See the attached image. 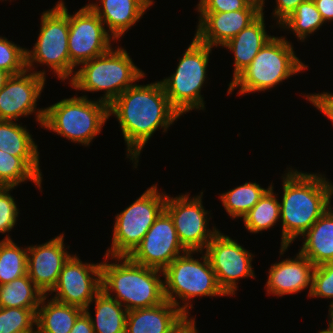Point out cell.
Segmentation results:
<instances>
[{
	"label": "cell",
	"instance_id": "5b68a950",
	"mask_svg": "<svg viewBox=\"0 0 333 333\" xmlns=\"http://www.w3.org/2000/svg\"><path fill=\"white\" fill-rule=\"evenodd\" d=\"M82 63V67L70 79L71 87L87 92L104 91L100 101L110 105L133 83L145 77L132 61L129 53L121 47Z\"/></svg>",
	"mask_w": 333,
	"mask_h": 333
},
{
	"label": "cell",
	"instance_id": "ffe728a7",
	"mask_svg": "<svg viewBox=\"0 0 333 333\" xmlns=\"http://www.w3.org/2000/svg\"><path fill=\"white\" fill-rule=\"evenodd\" d=\"M190 318L165 300L153 307L128 311L125 333H175Z\"/></svg>",
	"mask_w": 333,
	"mask_h": 333
},
{
	"label": "cell",
	"instance_id": "277c9868",
	"mask_svg": "<svg viewBox=\"0 0 333 333\" xmlns=\"http://www.w3.org/2000/svg\"><path fill=\"white\" fill-rule=\"evenodd\" d=\"M286 37L273 36L259 50L250 65L229 83L228 95L239 87V95L273 89L283 80L308 68L295 55Z\"/></svg>",
	"mask_w": 333,
	"mask_h": 333
},
{
	"label": "cell",
	"instance_id": "9a60e30c",
	"mask_svg": "<svg viewBox=\"0 0 333 333\" xmlns=\"http://www.w3.org/2000/svg\"><path fill=\"white\" fill-rule=\"evenodd\" d=\"M45 70H25L11 75L0 90V120L17 121L22 116L36 114V121L42 126L45 109H36V102L45 85ZM36 111V112H35Z\"/></svg>",
	"mask_w": 333,
	"mask_h": 333
},
{
	"label": "cell",
	"instance_id": "5bb4252c",
	"mask_svg": "<svg viewBox=\"0 0 333 333\" xmlns=\"http://www.w3.org/2000/svg\"><path fill=\"white\" fill-rule=\"evenodd\" d=\"M101 291V263H83L75 254L64 264L48 295L56 292L53 300L85 310Z\"/></svg>",
	"mask_w": 333,
	"mask_h": 333
},
{
	"label": "cell",
	"instance_id": "d590c367",
	"mask_svg": "<svg viewBox=\"0 0 333 333\" xmlns=\"http://www.w3.org/2000/svg\"><path fill=\"white\" fill-rule=\"evenodd\" d=\"M13 189L15 187L0 186V233L3 234L14 228L19 215L14 197L9 193Z\"/></svg>",
	"mask_w": 333,
	"mask_h": 333
},
{
	"label": "cell",
	"instance_id": "e575fe53",
	"mask_svg": "<svg viewBox=\"0 0 333 333\" xmlns=\"http://www.w3.org/2000/svg\"><path fill=\"white\" fill-rule=\"evenodd\" d=\"M309 297L332 298L333 301V262L315 266Z\"/></svg>",
	"mask_w": 333,
	"mask_h": 333
},
{
	"label": "cell",
	"instance_id": "d4e9b609",
	"mask_svg": "<svg viewBox=\"0 0 333 333\" xmlns=\"http://www.w3.org/2000/svg\"><path fill=\"white\" fill-rule=\"evenodd\" d=\"M47 297L42 298L36 311V333H69L84 310L52 298L47 302Z\"/></svg>",
	"mask_w": 333,
	"mask_h": 333
},
{
	"label": "cell",
	"instance_id": "7a4b0ae2",
	"mask_svg": "<svg viewBox=\"0 0 333 333\" xmlns=\"http://www.w3.org/2000/svg\"><path fill=\"white\" fill-rule=\"evenodd\" d=\"M283 178L280 203L282 238L280 255L296 238L302 237L330 207L333 183L322 174L303 173L289 168Z\"/></svg>",
	"mask_w": 333,
	"mask_h": 333
},
{
	"label": "cell",
	"instance_id": "d6986e66",
	"mask_svg": "<svg viewBox=\"0 0 333 333\" xmlns=\"http://www.w3.org/2000/svg\"><path fill=\"white\" fill-rule=\"evenodd\" d=\"M315 265L300 252L292 258H286L271 265L265 285L267 294L284 296L296 294L309 287L312 288V276Z\"/></svg>",
	"mask_w": 333,
	"mask_h": 333
},
{
	"label": "cell",
	"instance_id": "f35d334b",
	"mask_svg": "<svg viewBox=\"0 0 333 333\" xmlns=\"http://www.w3.org/2000/svg\"><path fill=\"white\" fill-rule=\"evenodd\" d=\"M307 0H276V6L273 11V18L276 17V25H280L285 19H287L297 7Z\"/></svg>",
	"mask_w": 333,
	"mask_h": 333
},
{
	"label": "cell",
	"instance_id": "83f0119b",
	"mask_svg": "<svg viewBox=\"0 0 333 333\" xmlns=\"http://www.w3.org/2000/svg\"><path fill=\"white\" fill-rule=\"evenodd\" d=\"M271 187L272 183L265 189L256 182H245L222 193L220 199L229 216L243 218Z\"/></svg>",
	"mask_w": 333,
	"mask_h": 333
},
{
	"label": "cell",
	"instance_id": "d6a6232c",
	"mask_svg": "<svg viewBox=\"0 0 333 333\" xmlns=\"http://www.w3.org/2000/svg\"><path fill=\"white\" fill-rule=\"evenodd\" d=\"M37 310L0 307V333H36Z\"/></svg>",
	"mask_w": 333,
	"mask_h": 333
},
{
	"label": "cell",
	"instance_id": "f1b7e54d",
	"mask_svg": "<svg viewBox=\"0 0 333 333\" xmlns=\"http://www.w3.org/2000/svg\"><path fill=\"white\" fill-rule=\"evenodd\" d=\"M272 187L261 197L253 208L242 218L250 233L270 229L280 219V202Z\"/></svg>",
	"mask_w": 333,
	"mask_h": 333
},
{
	"label": "cell",
	"instance_id": "8fae6325",
	"mask_svg": "<svg viewBox=\"0 0 333 333\" xmlns=\"http://www.w3.org/2000/svg\"><path fill=\"white\" fill-rule=\"evenodd\" d=\"M112 39L115 40L98 15L87 5L75 14H69L70 78L76 72L75 67L109 51Z\"/></svg>",
	"mask_w": 333,
	"mask_h": 333
},
{
	"label": "cell",
	"instance_id": "ee69618b",
	"mask_svg": "<svg viewBox=\"0 0 333 333\" xmlns=\"http://www.w3.org/2000/svg\"><path fill=\"white\" fill-rule=\"evenodd\" d=\"M247 3L255 7L260 13H263L265 0H246Z\"/></svg>",
	"mask_w": 333,
	"mask_h": 333
},
{
	"label": "cell",
	"instance_id": "4fadbf2b",
	"mask_svg": "<svg viewBox=\"0 0 333 333\" xmlns=\"http://www.w3.org/2000/svg\"><path fill=\"white\" fill-rule=\"evenodd\" d=\"M236 241L219 231L205 249L217 283L227 296L235 295L240 278H255L251 266L254 255Z\"/></svg>",
	"mask_w": 333,
	"mask_h": 333
},
{
	"label": "cell",
	"instance_id": "836d02e7",
	"mask_svg": "<svg viewBox=\"0 0 333 333\" xmlns=\"http://www.w3.org/2000/svg\"><path fill=\"white\" fill-rule=\"evenodd\" d=\"M0 70L11 75L23 73L26 70V48L0 36Z\"/></svg>",
	"mask_w": 333,
	"mask_h": 333
},
{
	"label": "cell",
	"instance_id": "1f68e13d",
	"mask_svg": "<svg viewBox=\"0 0 333 333\" xmlns=\"http://www.w3.org/2000/svg\"><path fill=\"white\" fill-rule=\"evenodd\" d=\"M27 180L41 190L42 178L21 157L0 150V186L17 187Z\"/></svg>",
	"mask_w": 333,
	"mask_h": 333
},
{
	"label": "cell",
	"instance_id": "7402d4cb",
	"mask_svg": "<svg viewBox=\"0 0 333 333\" xmlns=\"http://www.w3.org/2000/svg\"><path fill=\"white\" fill-rule=\"evenodd\" d=\"M264 13L222 46L234 53L233 80L250 65L259 50L273 37L265 30Z\"/></svg>",
	"mask_w": 333,
	"mask_h": 333
},
{
	"label": "cell",
	"instance_id": "e0dca14e",
	"mask_svg": "<svg viewBox=\"0 0 333 333\" xmlns=\"http://www.w3.org/2000/svg\"><path fill=\"white\" fill-rule=\"evenodd\" d=\"M63 242L62 233L42 245L27 247V275L44 295L56 286L64 264L72 256Z\"/></svg>",
	"mask_w": 333,
	"mask_h": 333
},
{
	"label": "cell",
	"instance_id": "f6af8a7d",
	"mask_svg": "<svg viewBox=\"0 0 333 333\" xmlns=\"http://www.w3.org/2000/svg\"><path fill=\"white\" fill-rule=\"evenodd\" d=\"M10 77H11L10 73L4 70H0V90L5 86L6 82Z\"/></svg>",
	"mask_w": 333,
	"mask_h": 333
},
{
	"label": "cell",
	"instance_id": "2e32d148",
	"mask_svg": "<svg viewBox=\"0 0 333 333\" xmlns=\"http://www.w3.org/2000/svg\"><path fill=\"white\" fill-rule=\"evenodd\" d=\"M186 251L178 239L172 218L164 210L128 257L142 266L163 271Z\"/></svg>",
	"mask_w": 333,
	"mask_h": 333
},
{
	"label": "cell",
	"instance_id": "9c48e42d",
	"mask_svg": "<svg viewBox=\"0 0 333 333\" xmlns=\"http://www.w3.org/2000/svg\"><path fill=\"white\" fill-rule=\"evenodd\" d=\"M40 19V33L33 50L26 49V69L33 72L34 63L46 64L58 79L70 81L69 12L63 0L44 11Z\"/></svg>",
	"mask_w": 333,
	"mask_h": 333
},
{
	"label": "cell",
	"instance_id": "7c38bea8",
	"mask_svg": "<svg viewBox=\"0 0 333 333\" xmlns=\"http://www.w3.org/2000/svg\"><path fill=\"white\" fill-rule=\"evenodd\" d=\"M202 196L203 192L192 198L189 194L166 197L165 211L173 220L180 243L189 251H204L219 232L215 227L212 231L207 227L210 217L207 218L209 213L202 204Z\"/></svg>",
	"mask_w": 333,
	"mask_h": 333
},
{
	"label": "cell",
	"instance_id": "4316f807",
	"mask_svg": "<svg viewBox=\"0 0 333 333\" xmlns=\"http://www.w3.org/2000/svg\"><path fill=\"white\" fill-rule=\"evenodd\" d=\"M44 296L27 274L0 285L2 308L38 309Z\"/></svg>",
	"mask_w": 333,
	"mask_h": 333
},
{
	"label": "cell",
	"instance_id": "60d3db41",
	"mask_svg": "<svg viewBox=\"0 0 333 333\" xmlns=\"http://www.w3.org/2000/svg\"><path fill=\"white\" fill-rule=\"evenodd\" d=\"M69 333H94L90 318L85 312L77 318Z\"/></svg>",
	"mask_w": 333,
	"mask_h": 333
},
{
	"label": "cell",
	"instance_id": "8d00e7d4",
	"mask_svg": "<svg viewBox=\"0 0 333 333\" xmlns=\"http://www.w3.org/2000/svg\"><path fill=\"white\" fill-rule=\"evenodd\" d=\"M248 5L246 0H200L196 10L199 13H226L244 10Z\"/></svg>",
	"mask_w": 333,
	"mask_h": 333
},
{
	"label": "cell",
	"instance_id": "f546056e",
	"mask_svg": "<svg viewBox=\"0 0 333 333\" xmlns=\"http://www.w3.org/2000/svg\"><path fill=\"white\" fill-rule=\"evenodd\" d=\"M27 274V247L13 242L9 235L0 241V285Z\"/></svg>",
	"mask_w": 333,
	"mask_h": 333
},
{
	"label": "cell",
	"instance_id": "3957f363",
	"mask_svg": "<svg viewBox=\"0 0 333 333\" xmlns=\"http://www.w3.org/2000/svg\"><path fill=\"white\" fill-rule=\"evenodd\" d=\"M104 257L106 261L111 258L119 262H101V287L107 296L128 311L153 307L165 301L164 283L160 278L163 271L142 266L128 256Z\"/></svg>",
	"mask_w": 333,
	"mask_h": 333
},
{
	"label": "cell",
	"instance_id": "6da1fadb",
	"mask_svg": "<svg viewBox=\"0 0 333 333\" xmlns=\"http://www.w3.org/2000/svg\"><path fill=\"white\" fill-rule=\"evenodd\" d=\"M116 116L127 146V158L138 166L142 149L154 132H166L181 116L170 104L161 81L135 83L109 105V116Z\"/></svg>",
	"mask_w": 333,
	"mask_h": 333
},
{
	"label": "cell",
	"instance_id": "ba28073f",
	"mask_svg": "<svg viewBox=\"0 0 333 333\" xmlns=\"http://www.w3.org/2000/svg\"><path fill=\"white\" fill-rule=\"evenodd\" d=\"M212 47L201 43L195 36L179 60L176 71L161 80L171 106L180 114L205 108L201 88L206 82L209 54Z\"/></svg>",
	"mask_w": 333,
	"mask_h": 333
},
{
	"label": "cell",
	"instance_id": "30bf717a",
	"mask_svg": "<svg viewBox=\"0 0 333 333\" xmlns=\"http://www.w3.org/2000/svg\"><path fill=\"white\" fill-rule=\"evenodd\" d=\"M167 194L157 185L150 188L115 218L111 248L105 255L129 256L142 241L154 221L165 210Z\"/></svg>",
	"mask_w": 333,
	"mask_h": 333
},
{
	"label": "cell",
	"instance_id": "44dd1931",
	"mask_svg": "<svg viewBox=\"0 0 333 333\" xmlns=\"http://www.w3.org/2000/svg\"><path fill=\"white\" fill-rule=\"evenodd\" d=\"M99 4L89 3L87 6L98 15L116 41L139 22L153 0H100Z\"/></svg>",
	"mask_w": 333,
	"mask_h": 333
},
{
	"label": "cell",
	"instance_id": "ac0fdd59",
	"mask_svg": "<svg viewBox=\"0 0 333 333\" xmlns=\"http://www.w3.org/2000/svg\"><path fill=\"white\" fill-rule=\"evenodd\" d=\"M261 13L248 5L244 10L222 13H200L195 37L213 48L223 46Z\"/></svg>",
	"mask_w": 333,
	"mask_h": 333
},
{
	"label": "cell",
	"instance_id": "52a82bcc",
	"mask_svg": "<svg viewBox=\"0 0 333 333\" xmlns=\"http://www.w3.org/2000/svg\"><path fill=\"white\" fill-rule=\"evenodd\" d=\"M44 109L42 128L84 146L100 134L110 117L107 103L89 100L86 95L64 98Z\"/></svg>",
	"mask_w": 333,
	"mask_h": 333
},
{
	"label": "cell",
	"instance_id": "8992f818",
	"mask_svg": "<svg viewBox=\"0 0 333 333\" xmlns=\"http://www.w3.org/2000/svg\"><path fill=\"white\" fill-rule=\"evenodd\" d=\"M198 252L204 253L200 257L202 262L193 258V254ZM163 277L165 278L163 280L165 300L182 310L187 316L190 315L189 308H193L191 299L197 296H211V298L227 296L219 287L209 258L203 251L187 250L179 255L163 270ZM178 298L184 301V305L176 300Z\"/></svg>",
	"mask_w": 333,
	"mask_h": 333
},
{
	"label": "cell",
	"instance_id": "b9f144b4",
	"mask_svg": "<svg viewBox=\"0 0 333 333\" xmlns=\"http://www.w3.org/2000/svg\"><path fill=\"white\" fill-rule=\"evenodd\" d=\"M196 319L190 318L177 332L175 333H198L196 328Z\"/></svg>",
	"mask_w": 333,
	"mask_h": 333
},
{
	"label": "cell",
	"instance_id": "ab89813d",
	"mask_svg": "<svg viewBox=\"0 0 333 333\" xmlns=\"http://www.w3.org/2000/svg\"><path fill=\"white\" fill-rule=\"evenodd\" d=\"M324 23L333 21V0H313Z\"/></svg>",
	"mask_w": 333,
	"mask_h": 333
},
{
	"label": "cell",
	"instance_id": "4dcf8cb0",
	"mask_svg": "<svg viewBox=\"0 0 333 333\" xmlns=\"http://www.w3.org/2000/svg\"><path fill=\"white\" fill-rule=\"evenodd\" d=\"M323 24L324 21L313 0H307L302 2L278 27L290 30L303 42Z\"/></svg>",
	"mask_w": 333,
	"mask_h": 333
},
{
	"label": "cell",
	"instance_id": "7bdbcfd3",
	"mask_svg": "<svg viewBox=\"0 0 333 333\" xmlns=\"http://www.w3.org/2000/svg\"><path fill=\"white\" fill-rule=\"evenodd\" d=\"M330 305H329V324H328V328L322 330V332L324 333H333V301H330Z\"/></svg>",
	"mask_w": 333,
	"mask_h": 333
},
{
	"label": "cell",
	"instance_id": "cb8c5ba5",
	"mask_svg": "<svg viewBox=\"0 0 333 333\" xmlns=\"http://www.w3.org/2000/svg\"><path fill=\"white\" fill-rule=\"evenodd\" d=\"M0 120V150L21 157L41 178L38 146L26 126Z\"/></svg>",
	"mask_w": 333,
	"mask_h": 333
},
{
	"label": "cell",
	"instance_id": "74e56055",
	"mask_svg": "<svg viewBox=\"0 0 333 333\" xmlns=\"http://www.w3.org/2000/svg\"><path fill=\"white\" fill-rule=\"evenodd\" d=\"M333 123V93L309 94L305 97Z\"/></svg>",
	"mask_w": 333,
	"mask_h": 333
},
{
	"label": "cell",
	"instance_id": "484cf974",
	"mask_svg": "<svg viewBox=\"0 0 333 333\" xmlns=\"http://www.w3.org/2000/svg\"><path fill=\"white\" fill-rule=\"evenodd\" d=\"M93 301L96 317L93 319L89 308L84 312L90 318L94 333H125L128 310L103 291Z\"/></svg>",
	"mask_w": 333,
	"mask_h": 333
},
{
	"label": "cell",
	"instance_id": "603a6c76",
	"mask_svg": "<svg viewBox=\"0 0 333 333\" xmlns=\"http://www.w3.org/2000/svg\"><path fill=\"white\" fill-rule=\"evenodd\" d=\"M330 206L302 236L299 252L315 266L333 262V208Z\"/></svg>",
	"mask_w": 333,
	"mask_h": 333
}]
</instances>
